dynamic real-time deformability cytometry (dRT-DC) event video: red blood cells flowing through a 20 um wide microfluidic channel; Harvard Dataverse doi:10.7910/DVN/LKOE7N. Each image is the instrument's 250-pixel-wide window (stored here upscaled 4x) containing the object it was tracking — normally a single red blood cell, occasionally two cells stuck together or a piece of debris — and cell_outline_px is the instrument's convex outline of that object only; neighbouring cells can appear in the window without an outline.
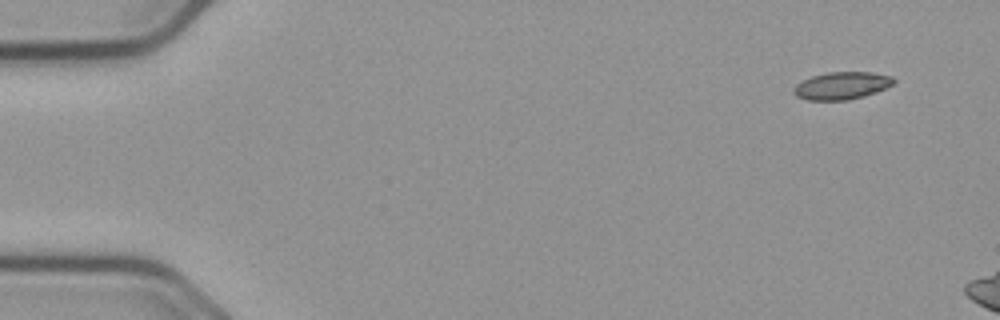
{"species": "common noctule bat (a hibernating species)", "species_latin": "Nyctalus noctula", "temperature_condition": "cold", "stored_images_in_passage": 10, "camera_frame_rate_fps": 3000, "um_per_image_px": 0.085, "animal": {"sex": "male", "body_mass_g": 23.1, "forearm_length_mm": 52.7}, "frame": {"image": 1, "passage_image": 1, "time_ms": 0.0, "image_size_px": [1000, 320], "cell_outline_px": [[896, 80], [892, 84], [876, 92], [864, 96], [848, 100], [808, 100], [796, 96], [792, 92], [792, 88], [796, 84], [812, 76], [828, 72], [872, 72], [892, 76]], "centroid_in_image_um": [71.53, 7.28], "position_along_channel_um": 13.5, "area_um2": 16.01}}